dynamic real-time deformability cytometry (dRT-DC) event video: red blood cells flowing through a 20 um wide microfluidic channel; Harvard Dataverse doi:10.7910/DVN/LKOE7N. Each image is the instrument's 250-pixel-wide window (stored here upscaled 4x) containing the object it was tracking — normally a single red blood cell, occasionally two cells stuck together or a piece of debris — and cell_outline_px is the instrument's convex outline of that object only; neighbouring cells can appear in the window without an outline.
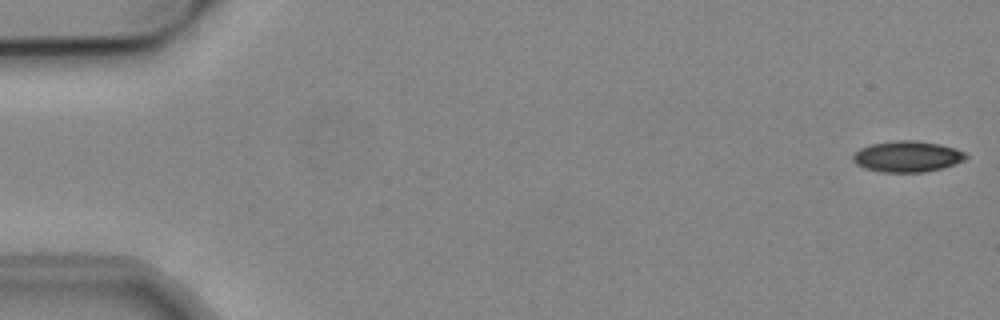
{"species": "common noctule bat (a hibernating species)", "species_latin": "Nyctalus noctula", "temperature_condition": "cold", "stored_images_in_passage": 10, "camera_frame_rate_fps": 3000, "um_per_image_px": 0.085, "animal": {"sex": "male", "body_mass_g": 19.2, "forearm_length_mm": 51.8}, "frame": {"image": 1, "passage_image": 1, "time_ms": 0.0, "image_size_px": [1000, 320], "cell_outline_px": [[968, 156], [964, 160], [940, 168], [924, 172], [880, 172], [864, 168], [856, 164], [852, 160], [852, 156], [860, 148], [872, 144], [896, 140], [916, 140], [940, 144], [956, 148], [964, 152]], "centroid_in_image_um": [77.09, 13.29], "position_along_channel_um": 7.9, "area_um2": 20.35}}